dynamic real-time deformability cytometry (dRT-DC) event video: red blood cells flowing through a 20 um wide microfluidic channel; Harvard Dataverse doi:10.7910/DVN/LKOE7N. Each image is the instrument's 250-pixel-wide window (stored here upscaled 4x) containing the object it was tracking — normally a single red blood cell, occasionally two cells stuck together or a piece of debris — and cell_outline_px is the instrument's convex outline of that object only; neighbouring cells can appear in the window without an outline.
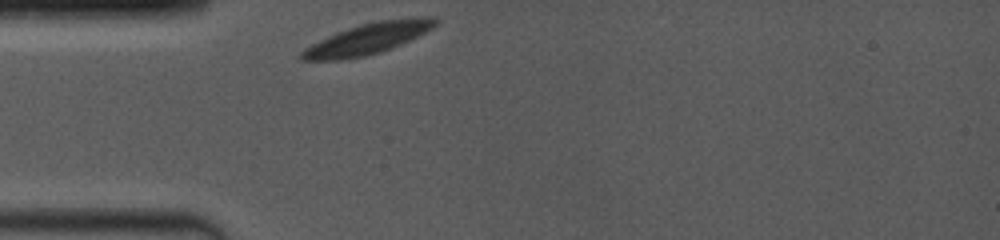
{"species": "common noctule bat (a hibernating species)", "species_latin": "Nyctalus noctula", "temperature_condition": "room temperature", "stored_images_in_passage": 46, "camera_frame_rate_fps": 4000, "um_per_image_px": 0.085, "animal": {"sex": "female", "body_mass_g": 19.0, "forearm_length_mm": 53.3}, "frame": {"image": 1, "passage_image": 1, "time_ms": 0.0, "image_size_px": [1000, 240], "cell_outline_px": [[440, 20], [432, 28], [400, 44], [380, 52], [364, 56], [344, 60], [300, 60], [300, 52], [304, 48], [336, 32], [360, 24], [376, 20], [424, 16], [436, 16]], "centroid_in_image_um": [31.27, 3.27], "position_along_channel_um": 53.7, "area_um2": 24.1}}
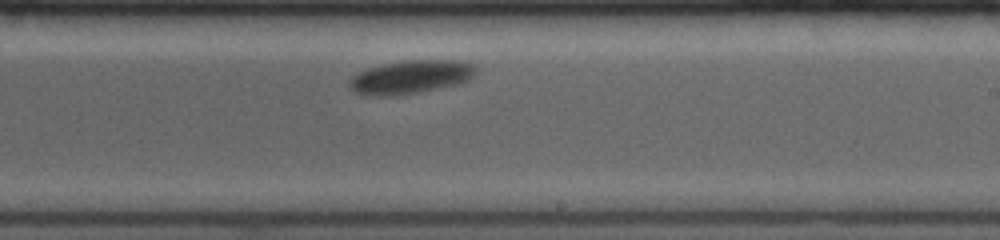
{"frame": {"image": 2, "passage_image": 27, "time_ms": 5.75, "image_size_px": [1000, 240], "cell_outline_px": [[476, 72], [468, 80], [460, 84], [416, 92], [388, 96], [376, 96], [356, 92], [348, 88], [348, 80], [352, 76], [368, 68], [408, 60], [456, 60], [472, 64], [476, 68]], "centroid_in_image_um": [34.91, 6.55], "position_along_channel_um": 254.1, "area_um2": 24.28}}
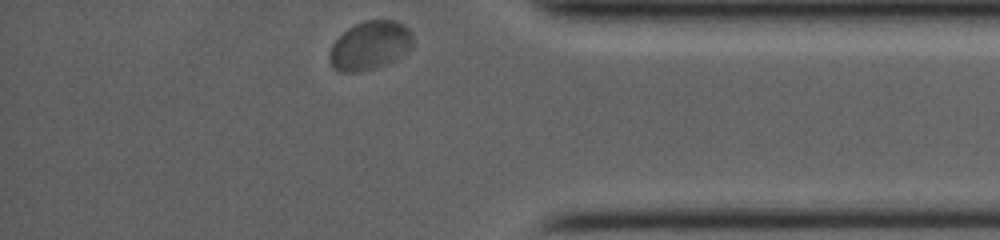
{"frame": {"image": 3, "passage_image": 46, "time_ms": 10.0, "image_size_px": [1000, 240], "cell_outline_px": [[412, 48], [408, 52], [384, 64], [360, 72], [340, 72], [332, 68], [328, 60], [328, 52], [332, 44], [348, 28], [364, 20], [396, 20], [404, 24], [412, 32]], "centroid_in_image_um": [31.43, 3.86], "position_along_channel_um": 403.8, "area_um2": 23.76}, "authors_computed_cell_mechanics": {"area_um2": 23.8136, "velocity_mm_per_s": 3.6365, "shape_relaxation_time_tau1_ms": 1.1617, "shape_relaxation_time_tau2_ms": null, "deformation_change_tau1": 0.0536, "deformation_change_tau2": null}}